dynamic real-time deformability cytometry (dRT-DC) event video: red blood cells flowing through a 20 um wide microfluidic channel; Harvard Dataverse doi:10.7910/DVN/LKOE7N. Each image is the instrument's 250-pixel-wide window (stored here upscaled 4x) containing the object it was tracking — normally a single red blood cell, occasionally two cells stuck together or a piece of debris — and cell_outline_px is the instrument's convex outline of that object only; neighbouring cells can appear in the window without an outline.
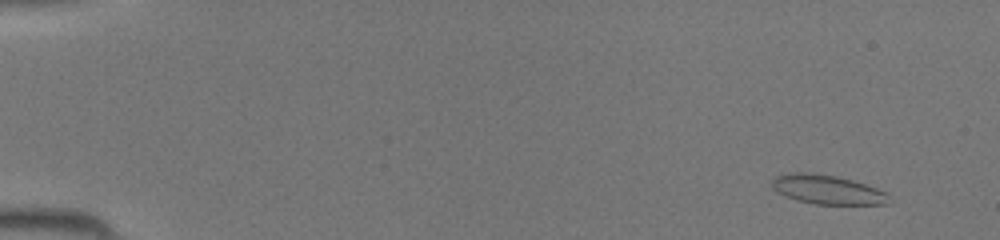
{"species": "common noctule bat (a hibernating species)", "species_latin": "Nyctalus noctula", "temperature_condition": "room temperature", "stored_images_in_passage": 45, "camera_frame_rate_fps": 3000, "um_per_image_px": 0.085, "animal": {"sex": "female", "body_mass_g": 19.5, "forearm_length_mm": 54.1}, "frame": {"image": 1, "passage_image": 2, "time_ms": 0.333, "image_size_px": [1000, 240], "cell_outline_px": [[884, 204], [816, 204], [796, 200], [776, 192], [772, 188], [772, 180], [776, 176], [792, 172], [808, 172], [836, 176], [852, 180], [876, 188], [884, 192]], "centroid_in_image_um": [70.19, 16.1], "position_along_channel_um": 14.8, "area_um2": 19.42}}
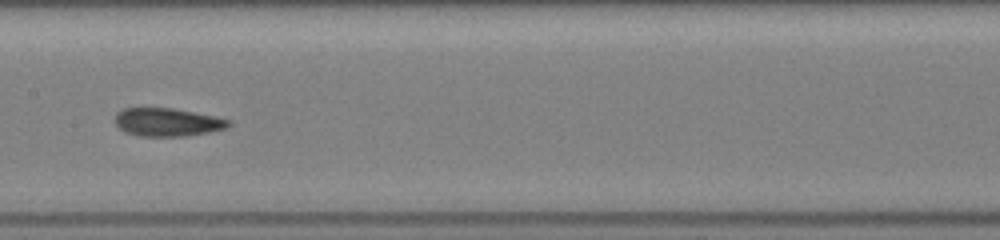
{"frame": {"image": 2, "passage_image": 23, "time_ms": 7.333, "image_size_px": [1000, 240], "cell_outline_px": [[232, 124], [224, 128], [208, 132], [184, 136], [140, 136], [128, 132], [120, 128], [116, 124], [116, 112], [124, 108], [172, 108], [216, 116], [232, 120]], "centroid_in_image_um": [14.26, 10.37], "position_along_channel_um": 193.1, "area_um2": 18.5}}
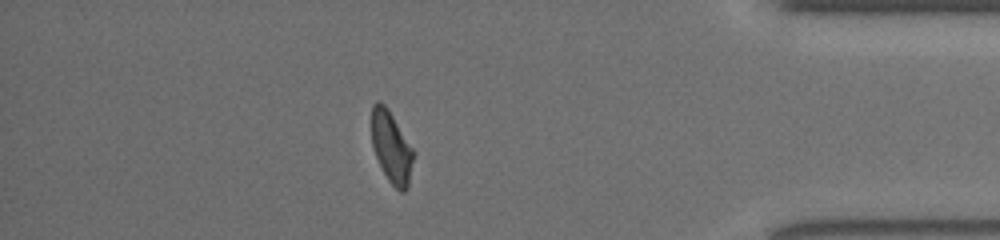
{"frame": {"image": 3, "passage_image": 39, "time_ms": 12.667, "image_size_px": [1000, 240], "cell_outline_px": [[416, 152], [408, 188], [404, 192], [400, 192], [388, 180], [376, 156], [372, 144], [372, 104], [376, 100], [380, 100], [388, 108]], "centroid_in_image_um": [33.3, 12.5], "position_along_channel_um": 401.9, "area_um2": 17.74}}